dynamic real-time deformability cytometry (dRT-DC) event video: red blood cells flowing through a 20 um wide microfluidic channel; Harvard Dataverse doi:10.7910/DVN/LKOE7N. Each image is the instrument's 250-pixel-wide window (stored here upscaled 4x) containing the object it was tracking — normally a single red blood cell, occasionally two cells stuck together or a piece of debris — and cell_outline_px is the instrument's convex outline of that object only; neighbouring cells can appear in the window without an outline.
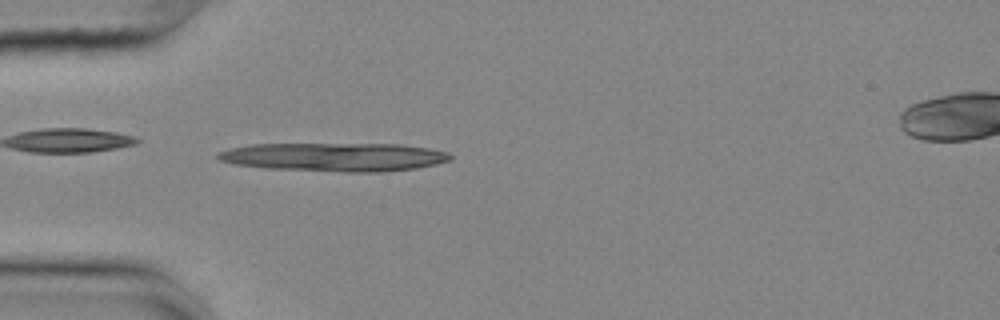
{"species": "common noctule bat (a hibernating species)", "species_latin": "Nyctalus noctula", "temperature_condition": "cold", "stored_images_in_passage": 21, "segment_of_instrument_passage": [1, 2], "camera_frame_rate_fps": 3000, "um_per_image_px": 0.085, "animal": {"sex": "female", "body_mass_g": 25.1}, "frame": {"image": 1, "passage_image": 15, "time_ms": 4.667, "image_size_px": [1000, 320], "cell_outline_px": [[452, 160], [436, 164], [416, 168], [384, 172], [344, 172], [268, 168], [236, 164], [220, 160], [216, 156], [216, 152], [228, 148], [252, 144], [400, 144], [428, 148], [448, 152], [452, 156]], "centroid_in_image_um": [28.44, 13.34], "position_along_channel_um": 56.6, "area_um2": 38.78}}